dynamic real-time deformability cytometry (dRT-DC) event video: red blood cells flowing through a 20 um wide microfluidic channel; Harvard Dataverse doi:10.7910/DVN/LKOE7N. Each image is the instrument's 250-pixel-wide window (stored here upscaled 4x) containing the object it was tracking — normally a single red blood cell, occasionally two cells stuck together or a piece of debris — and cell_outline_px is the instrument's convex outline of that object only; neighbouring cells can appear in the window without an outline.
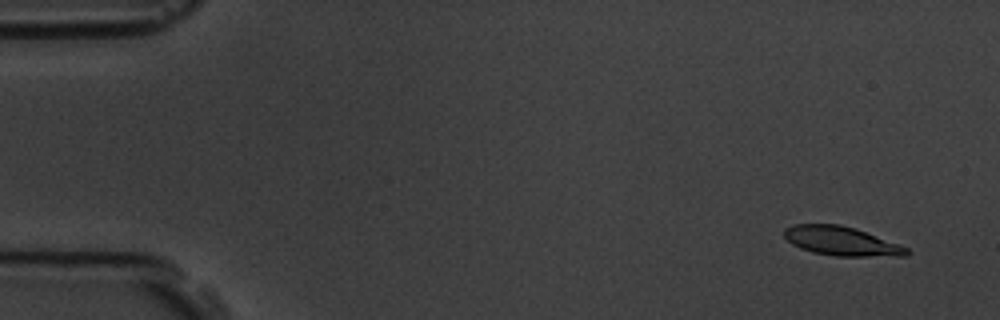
{"species": "common noctule bat (a hibernating species)", "species_latin": "Nyctalus noctula", "temperature_condition": "room temperature", "stored_images_in_passage": 5, "camera_frame_rate_fps": 3000, "um_per_image_px": 0.085, "animal": {"sex": "male", "body_mass_g": 19.5, "forearm_length_mm": 54.6}, "frame": {"image": 1, "passage_image": 2, "time_ms": 1.0, "image_size_px": [1000, 320], "cell_outline_px": [[912, 252], [908, 256], [836, 256], [812, 252], [800, 248], [792, 244], [784, 236], [784, 228], [792, 224], [840, 224], [856, 228], [900, 244], [908, 248]], "centroid_in_image_um": [71.55, 20.49], "position_along_channel_um": 13.4, "area_um2": 20.98}}